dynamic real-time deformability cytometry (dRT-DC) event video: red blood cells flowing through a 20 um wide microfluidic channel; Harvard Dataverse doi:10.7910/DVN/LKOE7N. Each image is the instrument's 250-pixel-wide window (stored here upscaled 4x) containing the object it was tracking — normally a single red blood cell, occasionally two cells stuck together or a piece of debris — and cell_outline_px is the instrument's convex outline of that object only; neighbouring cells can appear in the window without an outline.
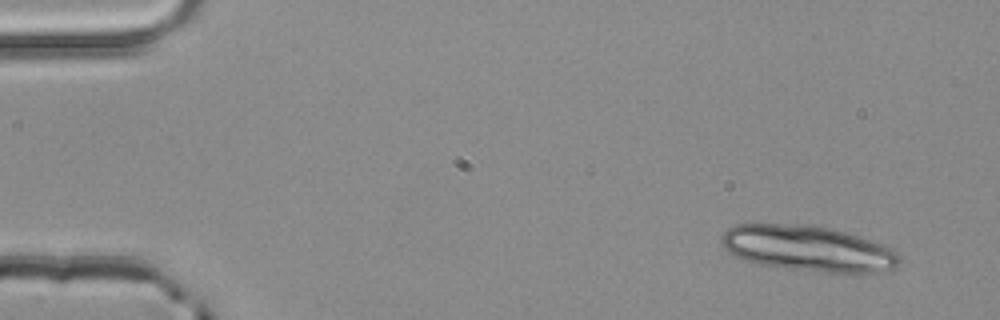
{"species": "common noctule bat (a hibernating species)", "species_latin": "Nyctalus noctula", "temperature_condition": "room temperature", "stored_images_in_passage": 3, "camera_frame_rate_fps": 3000, "um_per_image_px": 0.085, "animal": {"sex": "male", "body_mass_g": 20.4}, "frame": {"image": 1, "passage_image": 1, "time_ms": 0.0, "image_size_px": [1000, 320], "cell_outline_px": [[900, 260], [896, 268], [884, 272], [864, 276], [756, 264], [736, 256], [728, 252], [720, 244], [720, 240], [724, 232], [728, 228], [736, 224], [784, 224], [828, 228], [844, 232], [892, 248], [900, 256]], "centroid_in_image_um": [68.73, 21.16], "position_along_channel_um": 16.3, "area_um2": 47.45}}